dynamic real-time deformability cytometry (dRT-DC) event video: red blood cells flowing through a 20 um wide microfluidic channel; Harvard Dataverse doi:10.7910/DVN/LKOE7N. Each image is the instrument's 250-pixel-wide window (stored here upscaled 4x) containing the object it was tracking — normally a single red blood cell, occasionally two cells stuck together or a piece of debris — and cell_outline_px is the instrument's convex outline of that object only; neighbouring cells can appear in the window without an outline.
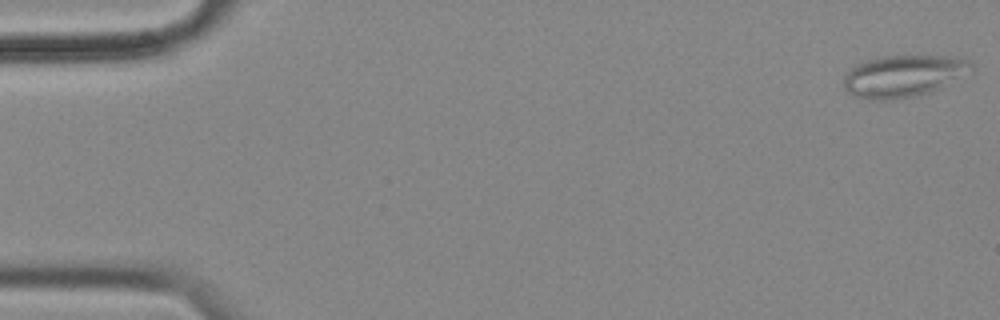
{"species": "common noctule bat (a hibernating species)", "species_latin": "Nyctalus noctula", "temperature_condition": "cold", "stored_images_in_passage": 56, "camera_frame_rate_fps": 3000, "um_per_image_px": 0.085, "animal": {"sex": "female", "body_mass_g": 18.4}, "frame": {"image": 1, "passage_image": 1, "time_ms": 0.0, "image_size_px": [1000, 320], "cell_outline_px": [[972, 68], [940, 88], [928, 92], [912, 96], [884, 100], [872, 100], [852, 96], [844, 88], [844, 76], [856, 64], [880, 56], [948, 56], [972, 60]], "centroid_in_image_um": [76.73, 6.45], "position_along_channel_um": 8.3, "area_um2": 30.63}}
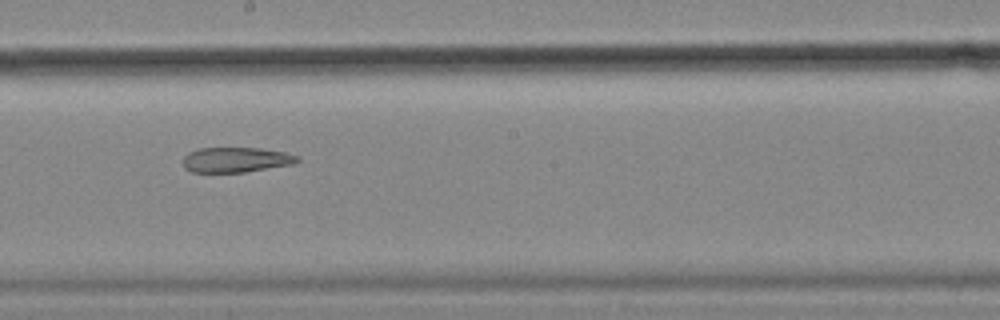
{"frame": {"image": 2, "passage_image": 31, "time_ms": 10.0, "image_size_px": [1000, 320], "cell_outline_px": [[300, 160], [292, 164], [244, 172], [192, 172], [184, 168], [184, 156], [188, 152], [200, 148], [260, 148], [284, 152], [300, 156]], "centroid_in_image_um": [20.06, 13.57], "position_along_channel_um": 228.1, "area_um2": 16.65}}
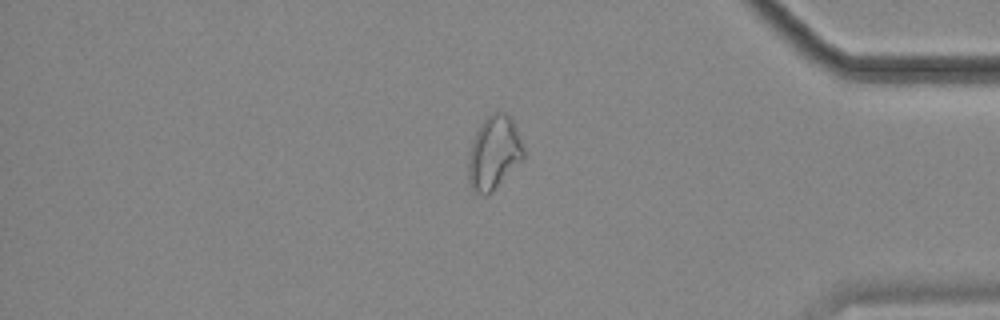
{"frame": {"image": 3, "passage_image": 47, "time_ms": 15.333, "image_size_px": [1000, 320], "cell_outline_px": [[524, 160], [492, 192], [476, 192], [468, 184], [468, 156], [476, 132], [480, 124], [492, 112], [508, 112], [512, 116], [524, 148]], "centroid_in_image_um": [42.02, 12.96], "position_along_channel_um": 393.2, "area_um2": 23.81}, "authors_computed_cell_mechanics": {"area_um2": 23.3512, "velocity_mm_per_s": 3.5804, "shape_relaxation_time_tau1_ms": null, "shape_relaxation_time_tau2_ms": 6.8093, "deformation_change_tau1": null, "deformation_change_tau2": 0.162}}